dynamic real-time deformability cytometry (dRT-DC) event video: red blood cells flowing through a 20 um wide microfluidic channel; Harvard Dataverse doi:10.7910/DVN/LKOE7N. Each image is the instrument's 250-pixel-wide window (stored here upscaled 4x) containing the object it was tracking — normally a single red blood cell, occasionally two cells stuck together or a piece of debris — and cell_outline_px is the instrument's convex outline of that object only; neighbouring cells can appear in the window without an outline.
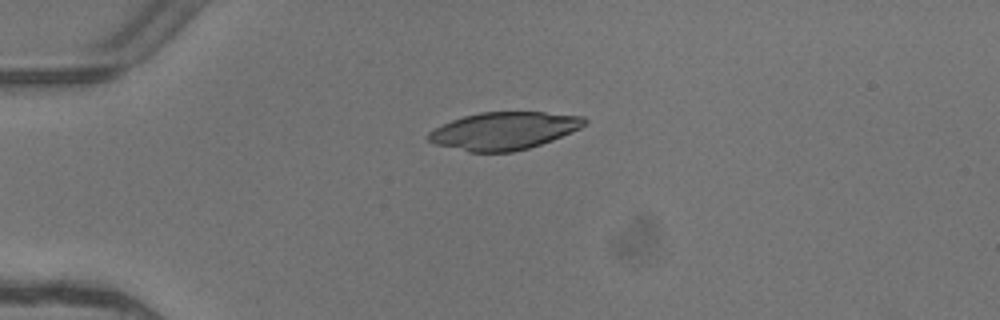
{"species": "common noctule bat (a hibernating species)", "species_latin": "Nyctalus noctula", "temperature_condition": "warm", "stored_images_in_passage": 2, "camera_frame_rate_fps": 3000, "um_per_image_px": 0.085, "animal": {"sex": "female"}, "frame": {"image": 1, "passage_image": 1, "time_ms": 0.0, "image_size_px": [1000, 320], "cell_outline_px": [[588, 124], [572, 132], [552, 140], [528, 148], [512, 152], [468, 152], [436, 144], [428, 140], [424, 136], [428, 132], [452, 120], [464, 116], [480, 112], [544, 112], [584, 116], [588, 120]], "centroid_in_image_um": [42.85, 11.12], "position_along_channel_um": 42.1, "area_um2": 34.22}}